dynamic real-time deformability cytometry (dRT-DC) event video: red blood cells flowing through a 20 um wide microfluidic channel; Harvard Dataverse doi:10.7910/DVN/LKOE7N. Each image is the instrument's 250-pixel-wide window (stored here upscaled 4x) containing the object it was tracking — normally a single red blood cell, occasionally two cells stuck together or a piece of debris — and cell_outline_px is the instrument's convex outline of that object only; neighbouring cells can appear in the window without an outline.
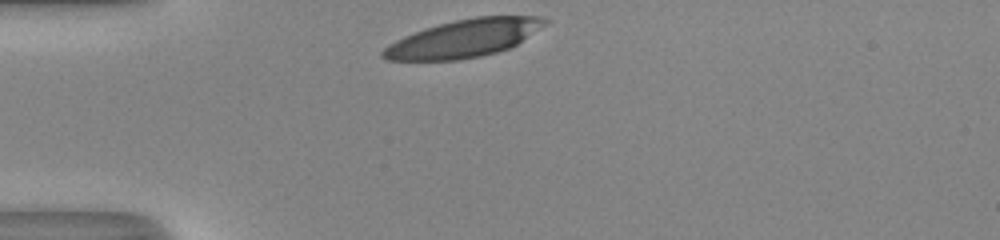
{"species": "human", "species_latin": "Homo sapiens", "temperature_condition": "room temperature", "stored_images_in_passage": 28, "camera_frame_rate_fps": 3000, "um_per_image_px": 0.085, "donor": {"sex": "male"}, "frame": {"image": 1, "passage_image": 1, "time_ms": 0.0, "image_size_px": [1000, 240], "cell_outline_px": [[552, 20], [548, 24], [516, 44], [508, 48], [496, 52], [480, 56], [456, 60], [388, 60], [380, 56], [380, 52], [388, 44], [404, 36], [424, 28], [456, 20], [476, 16], [544, 16]], "centroid_in_image_um": [39.46, 3.25], "position_along_channel_um": 45.5, "area_um2": 35.55}}
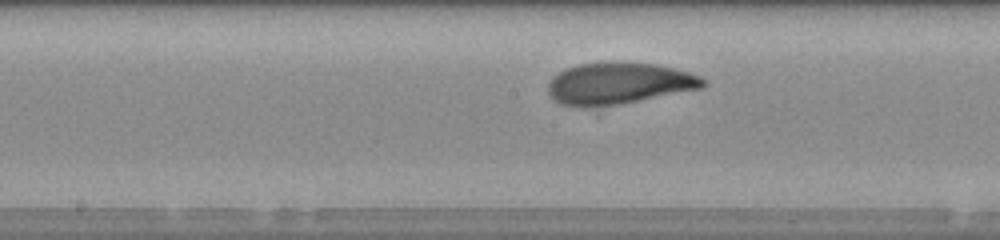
{"frame": {"image": 2, "passage_image": 14, "time_ms": 4.333, "image_size_px": [1000, 240], "cell_outline_px": [[708, 84], [704, 88], [620, 104], [584, 108], [580, 108], [560, 104], [548, 92], [548, 84], [552, 76], [568, 68], [580, 64], [608, 60], [616, 60], [656, 64], [676, 68], [700, 76]], "centroid_in_image_um": [52.61, 7.07], "position_along_channel_um": 195.6, "area_um2": 38.32}}
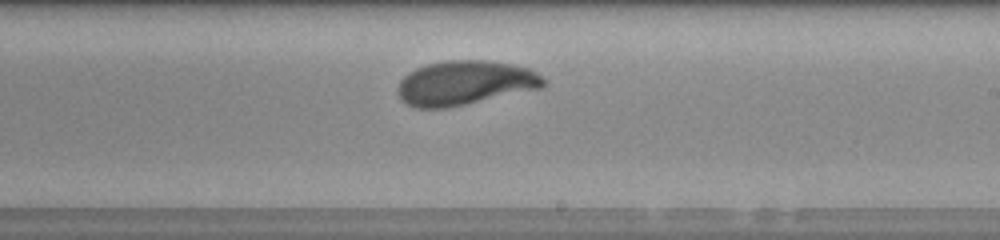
{"frame": {"image": 3, "passage_image": 18, "time_ms": 5.667, "image_size_px": [1000, 240], "cell_outline_px": [[548, 80], [540, 88], [448, 108], [416, 108], [404, 104], [400, 100], [396, 92], [396, 88], [400, 80], [408, 72], [416, 68], [428, 64], [448, 60], [488, 60], [512, 64], [528, 68], [536, 72]], "centroid_in_image_um": [39.47, 7.05], "position_along_channel_um": 249.5, "area_um2": 37.97}, "authors_computed_cell_mechanics": {"area_um2": 37.3099, "velocity_mm_per_s": 4.0612, "shape_relaxation_time_tau1_ms": 3.294, "shape_relaxation_time_tau2_ms": 0.8655, "deformation_change_tau1": 0.1736, "deformation_change_tau2": 0.066}}